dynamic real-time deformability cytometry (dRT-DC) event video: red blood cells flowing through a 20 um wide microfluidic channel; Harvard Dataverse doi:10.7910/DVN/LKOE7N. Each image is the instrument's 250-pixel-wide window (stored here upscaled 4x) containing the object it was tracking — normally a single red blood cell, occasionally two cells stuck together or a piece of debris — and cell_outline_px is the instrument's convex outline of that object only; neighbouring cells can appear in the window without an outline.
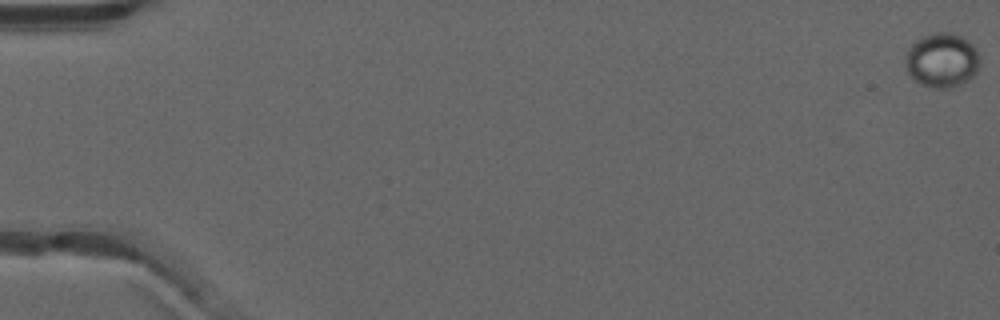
{"species": "common noctule bat (a hibernating species)", "species_latin": "Nyctalus noctula", "temperature_condition": "warm", "stored_images_in_passage": 54, "camera_frame_rate_fps": 3000, "um_per_image_px": 0.085, "animal": {"sex": "male", "forearm_length_mm": 52.5}, "frame": {"image": 1, "passage_image": 1, "time_ms": 0.0, "image_size_px": [1000, 320], "cell_outline_px": [[980, 64], [976, 72], [968, 80], [960, 84], [948, 88], [932, 88], [920, 84], [908, 72], [904, 64], [908, 48], [916, 40], [924, 36], [936, 32], [948, 32], [964, 36], [976, 48], [980, 60]], "centroid_in_image_um": [80.07, 5.11], "position_along_channel_um": 4.9, "area_um2": 23.7}}
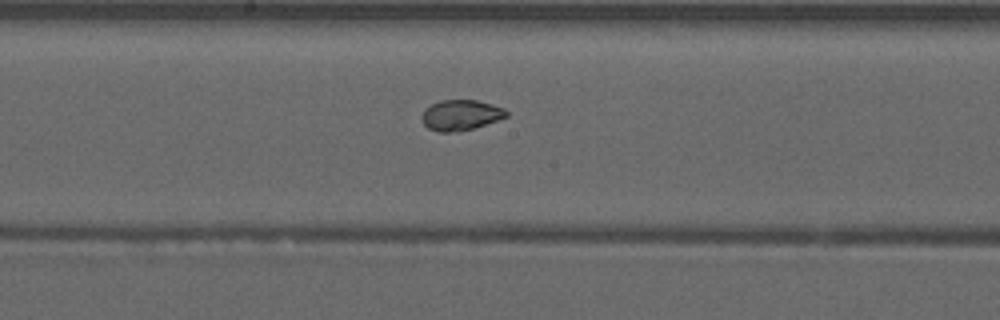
{"frame": {"image": 2, "passage_image": 30, "time_ms": 9.667, "image_size_px": [1000, 320], "cell_outline_px": [[508, 116], [472, 128], [448, 132], [440, 132], [428, 128], [420, 120], [420, 116], [424, 108], [440, 100], [476, 100], [492, 104], [504, 108], [508, 112]], "centroid_in_image_um": [39.11, 9.76], "position_along_channel_um": 209.1, "area_um2": 14.91}}
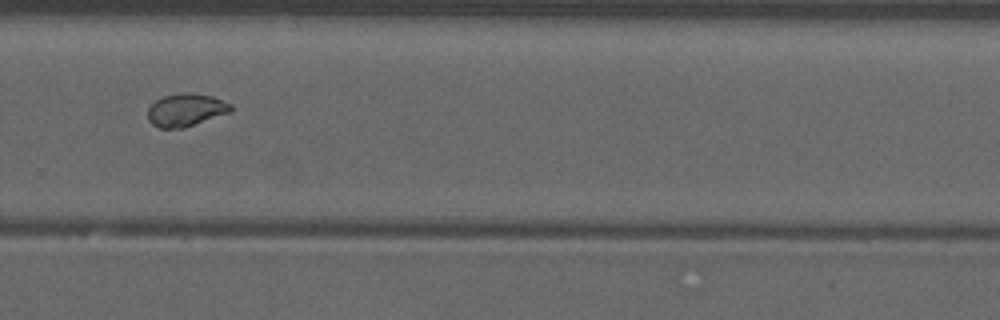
{"frame": {"image": 3, "passage_image": 38, "time_ms": 12.333, "image_size_px": [1000, 320], "cell_outline_px": [[232, 112], [184, 128], [160, 128], [152, 124], [148, 120], [148, 108], [156, 100], [164, 96], [180, 92], [188, 92], [212, 96], [232, 104]], "centroid_in_image_um": [15.82, 9.35], "position_along_channel_um": 314.0, "area_um2": 16.01}, "authors_computed_cell_mechanics": {"area_um2": 17.6579, "velocity_mm_per_s": 3.9533, "shape_relaxation_time_tau1_ms": null, "shape_relaxation_time_tau2_ms": 0.7204, "deformation_change_tau1": null, "deformation_change_tau2": 0.0493}}